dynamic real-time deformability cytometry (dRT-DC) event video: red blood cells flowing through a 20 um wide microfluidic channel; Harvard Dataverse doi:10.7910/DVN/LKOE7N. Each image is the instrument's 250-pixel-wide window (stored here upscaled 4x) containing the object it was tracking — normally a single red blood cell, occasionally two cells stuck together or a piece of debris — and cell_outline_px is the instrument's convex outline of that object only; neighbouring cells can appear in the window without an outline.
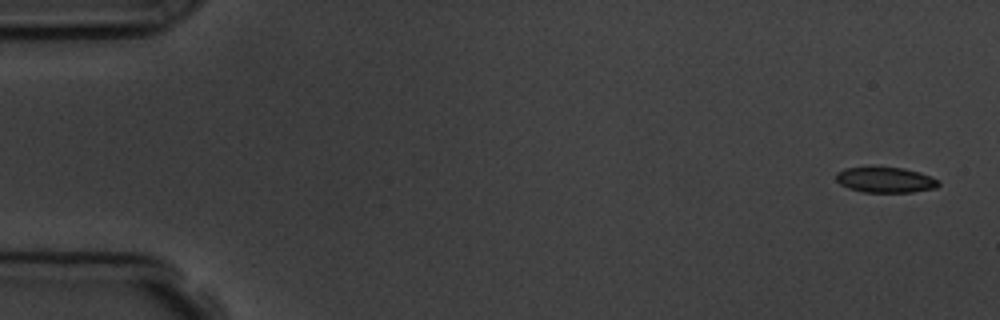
{"species": "common noctule bat (a hibernating species)", "species_latin": "Nyctalus noctula", "temperature_condition": "room temperature", "stored_images_in_passage": 4, "camera_frame_rate_fps": 3000, "um_per_image_px": 0.085, "animal": {"sex": "male", "body_mass_g": 19.5, "forearm_length_mm": 54.6}, "frame": {"image": 1, "passage_image": 1, "time_ms": 0.0, "image_size_px": [1000, 320], "cell_outline_px": [[940, 184], [936, 188], [912, 192], [864, 192], [848, 188], [840, 184], [836, 180], [836, 172], [844, 168], [904, 168], [920, 172], [940, 180]], "centroid_in_image_um": [75.28, 15.3], "position_along_channel_um": 9.7, "area_um2": 15.14}}
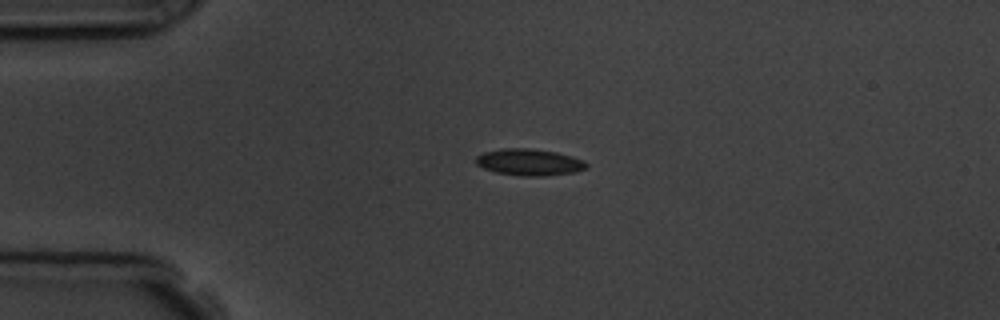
{"frame": {"image": 2, "passage_image": 4, "time_ms": 3.667, "image_size_px": [1000, 320], "cell_outline_px": [[588, 168], [576, 172], [544, 176], [524, 176], [496, 172], [484, 168], [476, 164], [476, 156], [484, 152], [500, 148], [528, 148], [556, 152], [572, 156], [584, 160], [588, 164]], "centroid_in_image_um": [45.02, 13.78], "position_along_channel_um": 40.0, "area_um2": 17.22}}